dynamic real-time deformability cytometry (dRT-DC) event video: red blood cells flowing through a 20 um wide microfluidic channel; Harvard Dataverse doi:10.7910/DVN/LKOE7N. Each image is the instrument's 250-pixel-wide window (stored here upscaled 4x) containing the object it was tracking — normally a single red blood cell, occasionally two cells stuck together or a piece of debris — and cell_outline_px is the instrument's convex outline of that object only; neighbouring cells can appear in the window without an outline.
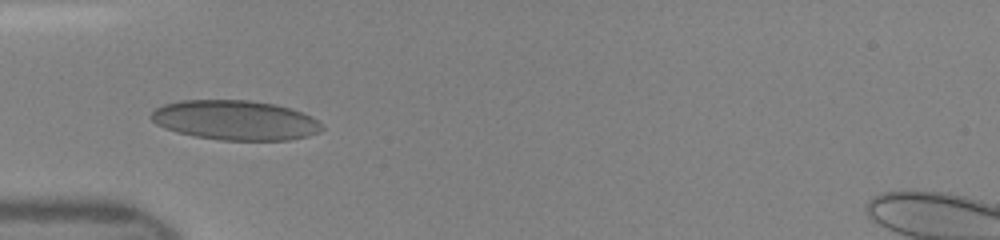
{"species": "human", "species_latin": "Homo sapiens", "temperature_condition": "room temperature", "stored_images_in_passage": 25, "camera_frame_rate_fps": 3000, "um_per_image_px": 0.085, "donor": {"sex": "female"}, "frame": {"image": 1, "passage_image": 1, "time_ms": 0.0, "image_size_px": [1000, 240], "cell_outline_px": [[324, 128], [320, 132], [308, 136], [288, 140], [220, 140], [196, 136], [176, 132], [164, 128], [156, 124], [148, 116], [156, 108], [164, 104], [180, 100], [248, 100], [276, 104], [300, 112], [316, 120]], "centroid_in_image_um": [19.95, 10.22], "position_along_channel_um": 65.0, "area_um2": 39.42}}
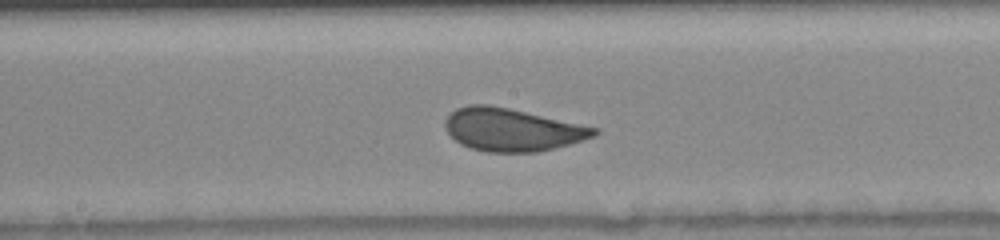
{"frame": {"image": 2, "passage_image": 11, "time_ms": 3.333, "image_size_px": [1000, 240], "cell_outline_px": [[600, 132], [596, 136], [584, 140], [536, 152], [488, 152], [472, 148], [460, 144], [444, 128], [444, 120], [456, 108], [468, 104], [488, 104], [508, 108], [600, 128]], "centroid_in_image_um": [43.53, 11.02], "position_along_channel_um": 204.7, "area_um2": 37.05}}
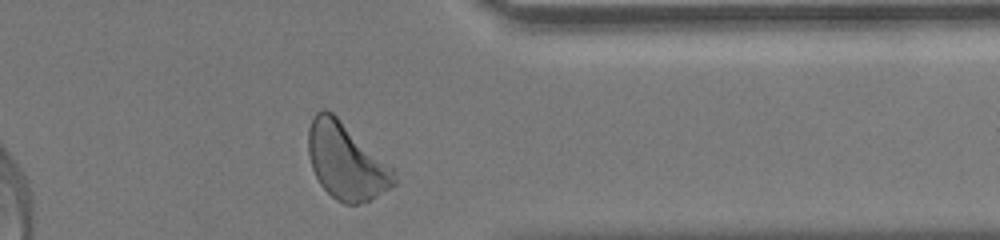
{"frame": {"image": 3, "passage_image": 24, "time_ms": 7.667, "image_size_px": [1000, 240], "cell_outline_px": [[396, 184], [376, 196], [360, 204], [344, 204], [336, 200], [320, 184], [312, 168], [308, 152], [308, 128], [312, 116], [320, 108], [324, 108], [332, 112], [392, 168], [396, 180]], "centroid_in_image_um": [29.37, 13.7], "position_along_channel_um": 382.0, "area_um2": 37.63}}